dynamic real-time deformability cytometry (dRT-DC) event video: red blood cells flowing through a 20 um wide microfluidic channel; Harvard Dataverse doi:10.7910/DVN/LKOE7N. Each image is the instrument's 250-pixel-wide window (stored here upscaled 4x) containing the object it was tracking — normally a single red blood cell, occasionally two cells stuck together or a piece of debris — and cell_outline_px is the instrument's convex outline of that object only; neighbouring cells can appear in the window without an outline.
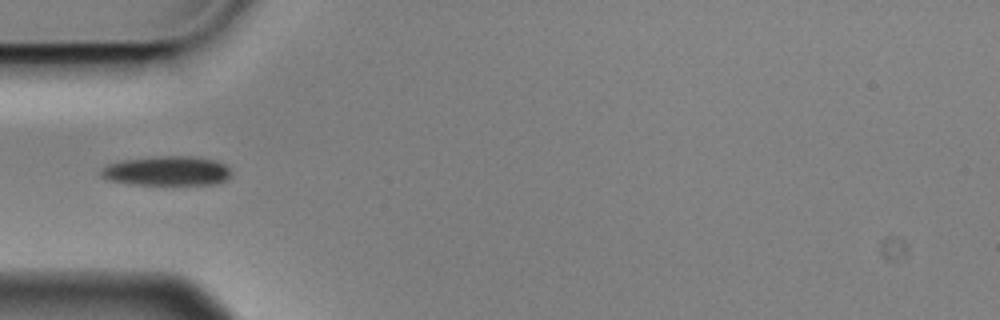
{"species": "Egyptian fruit bat (a non-hibernating species)", "species_latin": "Rousettus aegyptiacus", "temperature_condition": "cold", "stored_images_in_passage": 7, "camera_frame_rate_fps": 3000, "um_per_image_px": 0.085, "animal": {"sex": "male"}, "frame": {"image": 1, "passage_image": 6, "time_ms": 1.667, "image_size_px": [1000, 320], "cell_outline_px": [[232, 172], [224, 180], [216, 184], [132, 184], [108, 180], [100, 176], [100, 168], [108, 164], [120, 160], [156, 156], [196, 156], [216, 160], [224, 164]], "centroid_in_image_um": [14.15, 14.51], "position_along_channel_um": 70.9, "area_um2": 22.48}}
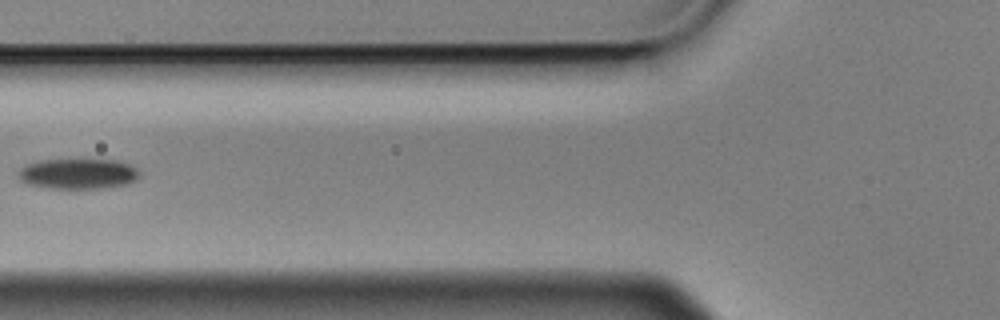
{"frame": {"image": 2, "passage_image": 7, "time_ms": 2.0, "image_size_px": [1000, 320], "cell_outline_px": [[140, 176], [136, 180], [124, 184], [104, 188], [44, 188], [28, 184], [20, 180], [16, 172], [20, 168], [28, 164], [40, 160], [116, 160], [128, 164], [136, 168], [140, 172]], "centroid_in_image_um": [6.61, 14.77], "position_along_channel_um": 119.2, "area_um2": 21.44}}